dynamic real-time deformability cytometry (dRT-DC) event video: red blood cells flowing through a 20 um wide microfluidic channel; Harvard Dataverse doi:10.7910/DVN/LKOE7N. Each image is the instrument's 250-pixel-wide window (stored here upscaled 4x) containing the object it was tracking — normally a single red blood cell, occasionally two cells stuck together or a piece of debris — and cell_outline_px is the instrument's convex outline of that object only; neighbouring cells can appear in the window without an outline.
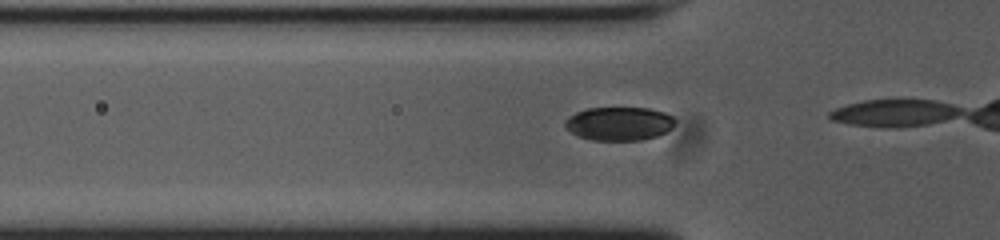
{"species": "common noctule bat (a hibernating species)", "species_latin": "Nyctalus noctula", "temperature_condition": "cold", "stored_images_in_passage": 5, "camera_frame_rate_fps": 3000, "um_per_image_px": 0.085, "animal": {"sex": "female", "body_mass_g": 23.0, "forearm_length_mm": 53.4}, "frame": {"image": 1, "passage_image": 2, "time_ms": 0.333, "image_size_px": [1000, 240], "cell_outline_px": [[676, 120], [672, 128], [656, 136], [640, 140], [592, 140], [580, 136], [564, 128], [564, 120], [576, 112], [588, 108], [648, 108], [664, 112], [672, 116]], "centroid_in_image_um": [52.62, 10.5], "position_along_channel_um": 73.2, "area_um2": 21.44}}